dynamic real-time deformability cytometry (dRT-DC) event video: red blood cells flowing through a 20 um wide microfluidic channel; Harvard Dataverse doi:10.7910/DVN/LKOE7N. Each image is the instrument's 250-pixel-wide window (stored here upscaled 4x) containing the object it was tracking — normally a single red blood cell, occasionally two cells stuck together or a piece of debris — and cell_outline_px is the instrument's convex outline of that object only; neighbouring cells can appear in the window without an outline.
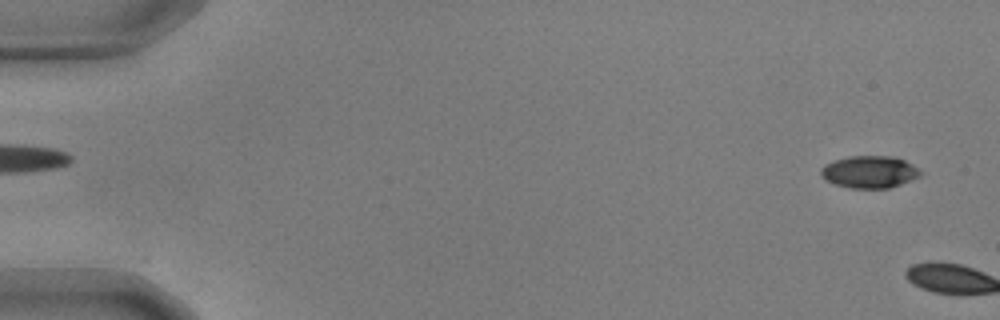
{"species": "common noctule bat (a hibernating species)", "species_latin": "Nyctalus noctula", "temperature_condition": "warm", "stored_images_in_passage": 3, "camera_frame_rate_fps": 3000, "um_per_image_px": 0.085, "animal": {"sex": "male", "body_mass_g": 17.9, "forearm_length_mm": 54.2}, "frame": {"image": 1, "passage_image": 2, "time_ms": 0.333, "image_size_px": [1000, 320], "cell_outline_px": [[924, 172], [920, 176], [900, 184], [888, 188], [848, 188], [824, 180], [820, 172], [820, 168], [824, 164], [848, 156], [892, 156], [904, 160], [912, 164]], "centroid_in_image_um": [73.9, 14.61], "position_along_channel_um": 11.1, "area_um2": 18.73}}